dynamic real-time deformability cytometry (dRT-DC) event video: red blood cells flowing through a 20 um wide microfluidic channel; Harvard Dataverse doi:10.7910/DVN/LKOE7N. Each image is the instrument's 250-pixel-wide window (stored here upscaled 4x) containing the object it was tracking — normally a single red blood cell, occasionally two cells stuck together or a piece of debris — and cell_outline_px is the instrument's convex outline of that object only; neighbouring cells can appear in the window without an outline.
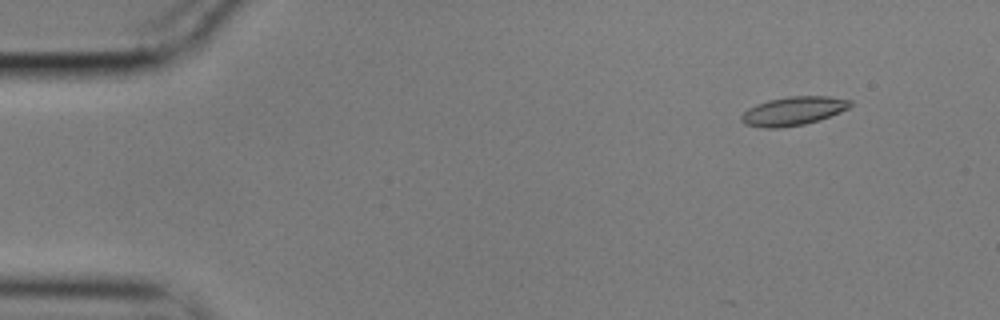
{"species": "common noctule bat (a hibernating species)", "species_latin": "Nyctalus noctula", "temperature_condition": "cold", "stored_images_in_passage": 16, "camera_frame_rate_fps": 3000, "um_per_image_px": 0.085, "animal": {"sex": "male", "body_mass_g": 17.9}, "frame": {"image": 1, "passage_image": 6, "time_ms": 1.667, "image_size_px": [1000, 320], "cell_outline_px": [[852, 104], [848, 108], [840, 112], [820, 120], [804, 124], [780, 128], [760, 128], [744, 124], [740, 120], [740, 116], [748, 108], [756, 104], [768, 100], [788, 96], [828, 96], [852, 100]], "centroid_in_image_um": [67.4, 9.44], "position_along_channel_um": 17.6, "area_um2": 18.38}}
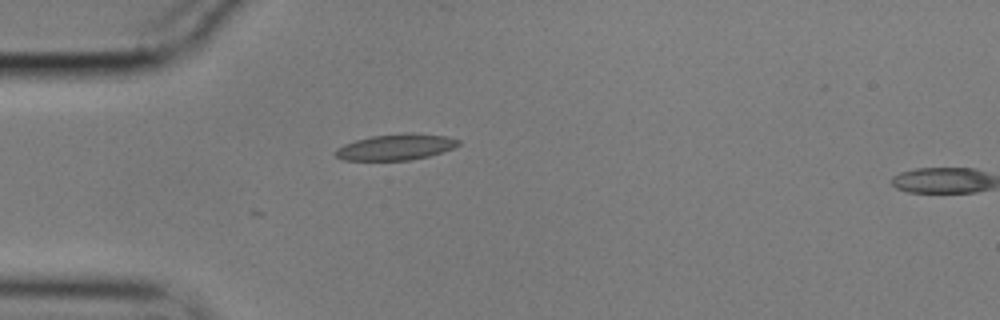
{"frame": {"image": 2, "passage_image": 16, "time_ms": 5.0, "image_size_px": [1000, 320], "cell_outline_px": [[460, 144], [452, 148], [428, 156], [408, 160], [344, 160], [336, 156], [332, 152], [336, 148], [344, 144], [356, 140], [372, 136], [404, 132], [412, 132], [444, 136], [460, 140]], "centroid_in_image_um": [33.6, 12.49], "position_along_channel_um": 51.4, "area_um2": 18.61}}